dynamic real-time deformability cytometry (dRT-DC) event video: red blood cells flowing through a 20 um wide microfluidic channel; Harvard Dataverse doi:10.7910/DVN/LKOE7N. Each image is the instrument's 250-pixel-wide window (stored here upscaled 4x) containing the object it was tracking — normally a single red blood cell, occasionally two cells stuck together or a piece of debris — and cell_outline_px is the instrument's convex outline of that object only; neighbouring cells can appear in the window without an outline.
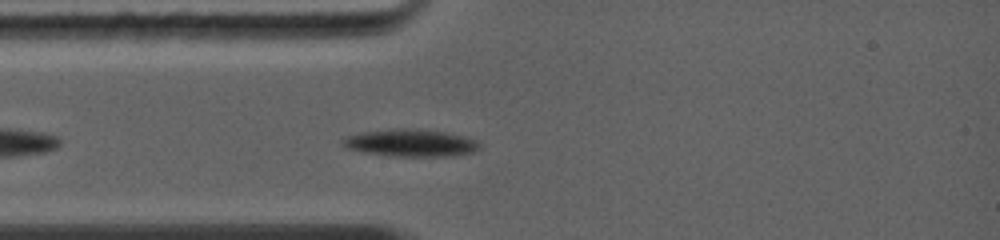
{"species": "common noctule bat (a hibernating species)", "species_latin": "Nyctalus noctula", "temperature_condition": "warm", "stored_images_in_passage": 18, "camera_frame_rate_fps": 5000, "um_per_image_px": 0.085, "animal": {"sex": "female", "body_mass_g": 19.0, "forearm_length_mm": 56.7}, "frame": {"image": 1, "passage_image": 5, "time_ms": 1.2, "image_size_px": [1000, 240], "cell_outline_px": [[480, 148], [472, 152], [452, 156], [388, 156], [364, 152], [344, 148], [340, 144], [340, 140], [344, 136], [364, 132], [392, 128], [404, 128], [444, 132], [468, 136], [476, 140], [480, 144]], "centroid_in_image_um": [34.86, 12.15], "position_along_channel_um": 50.1, "area_um2": 22.02}}
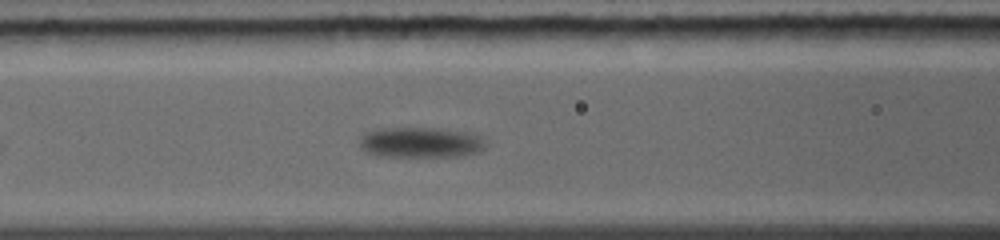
{"frame": {"image": 2, "passage_image": 11, "time_ms": 3.4, "image_size_px": [1000, 240], "cell_outline_px": [[484, 148], [480, 152], [464, 156], [380, 156], [364, 152], [360, 148], [360, 136], [368, 132], [380, 128], [432, 128], [468, 132], [484, 140]], "centroid_in_image_um": [35.72, 12.12], "position_along_channel_um": 130.9, "area_um2": 22.31}}
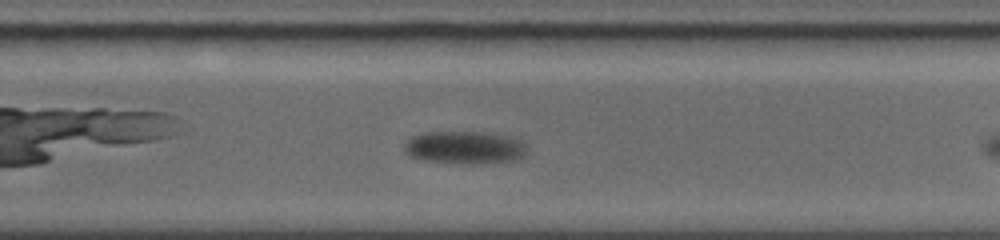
{"frame": {"image": 3, "passage_image": 16, "time_ms": 6.4, "image_size_px": [1000, 240], "cell_outline_px": [[524, 156], [516, 160], [492, 164], [472, 164], [420, 160], [412, 156], [404, 148], [404, 144], [412, 136], [428, 132], [484, 132], [508, 136], [524, 144]], "centroid_in_image_um": [39.5, 12.55], "position_along_channel_um": 290.3, "area_um2": 23.29}}